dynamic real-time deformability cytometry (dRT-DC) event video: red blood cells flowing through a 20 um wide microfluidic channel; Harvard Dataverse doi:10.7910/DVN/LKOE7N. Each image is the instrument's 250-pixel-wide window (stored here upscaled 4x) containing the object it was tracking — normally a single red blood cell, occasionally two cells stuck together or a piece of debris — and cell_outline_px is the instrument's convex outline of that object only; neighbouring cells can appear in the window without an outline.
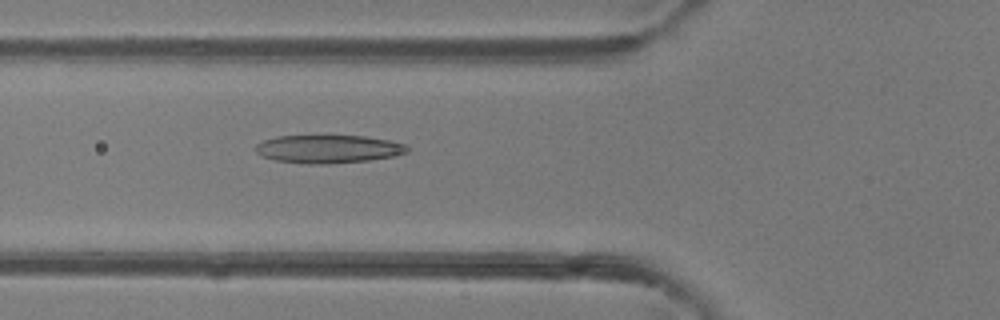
{"species": "common noctule bat (a hibernating species)", "species_latin": "Nyctalus noctula", "temperature_condition": "room temperature", "stored_images_in_passage": 47, "camera_frame_rate_fps": 3000, "um_per_image_px": 0.085, "animal": {"sex": "female"}, "frame": {"image": 1, "passage_image": 17, "time_ms": 5.333, "image_size_px": [1000, 320], "cell_outline_px": [[408, 152], [392, 156], [368, 160], [328, 164], [308, 164], [276, 160], [260, 156], [256, 152], [256, 144], [264, 140], [276, 136], [364, 136], [392, 140], [404, 144], [408, 148]], "centroid_in_image_um": [27.89, 12.66], "position_along_channel_um": 97.9, "area_um2": 24.8}}
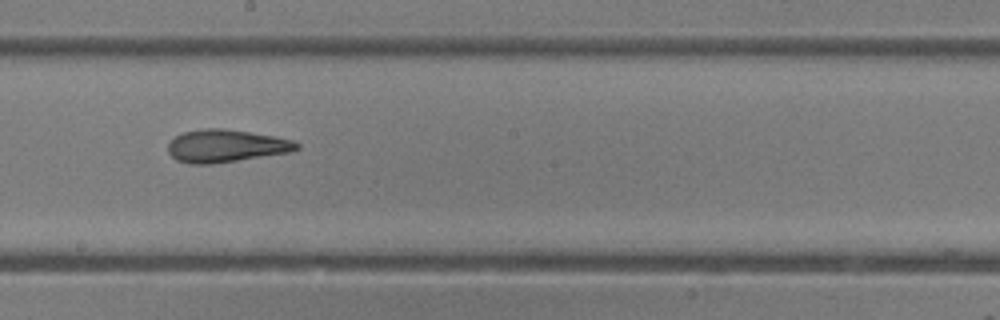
{"frame": {"image": 2, "passage_image": 26, "time_ms": 8.333, "image_size_px": [1000, 320], "cell_outline_px": [[300, 148], [292, 152], [212, 164], [188, 164], [176, 160], [168, 152], [168, 144], [176, 136], [184, 132], [204, 128], [224, 128], [276, 136], [292, 140], [300, 144]], "centroid_in_image_um": [19.23, 12.4], "position_along_channel_um": 229.0, "area_um2": 24.62}}
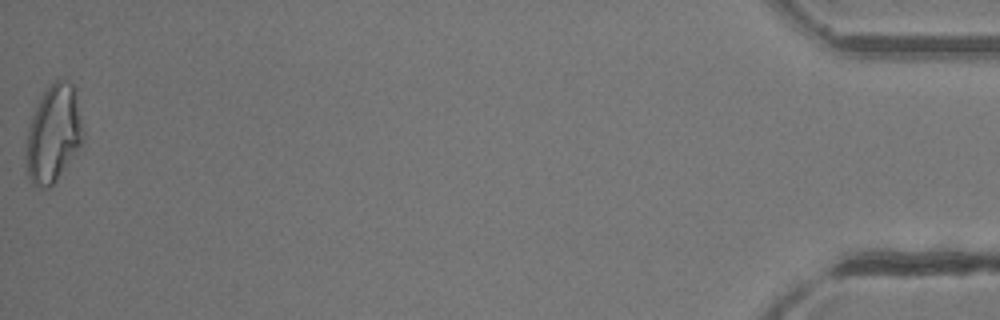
{"frame": {"image": 3, "passage_image": 47, "time_ms": 15.333, "image_size_px": [1000, 320], "cell_outline_px": [[84, 136], [80, 144], [56, 180], [48, 188], [40, 188], [32, 184], [28, 176], [24, 156], [28, 128], [32, 116], [44, 92], [56, 80], [68, 80], [76, 88], [84, 132]], "centroid_in_image_um": [4.53, 11.37], "position_along_channel_um": 430.7, "area_um2": 32.14}, "authors_computed_cell_mechanics": {"area_um2": 26.1834, "velocity_mm_per_s": 4.35, "shape_relaxation_time_tau1_ms": 9.3456, "shape_relaxation_time_tau2_ms": 3.3732, "deformation_change_tau1": 0.2875, "deformation_change_tau2": 0.1231}}